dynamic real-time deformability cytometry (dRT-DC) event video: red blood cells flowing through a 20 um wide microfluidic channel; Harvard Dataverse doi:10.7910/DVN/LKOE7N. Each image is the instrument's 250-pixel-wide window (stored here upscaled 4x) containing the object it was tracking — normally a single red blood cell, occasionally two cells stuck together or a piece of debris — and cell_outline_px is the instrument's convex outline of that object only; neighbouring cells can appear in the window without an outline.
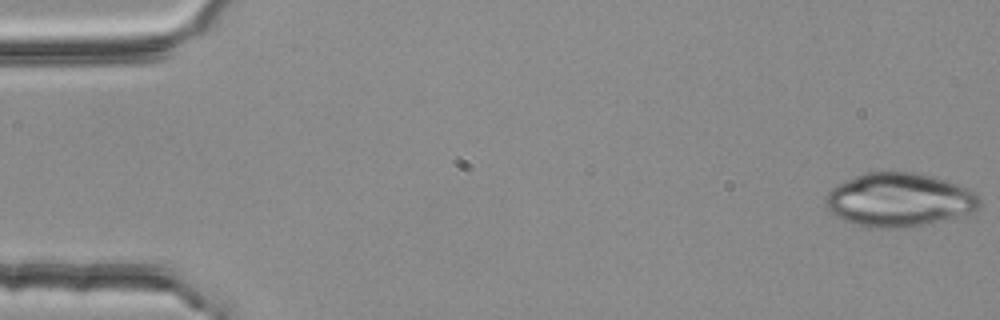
{"species": "common noctule bat (a hibernating species)", "species_latin": "Nyctalus noctula", "temperature_condition": "room temperature", "stored_images_in_passage": 3, "camera_frame_rate_fps": 3000, "um_per_image_px": 0.085, "animal": {"sex": "female", "body_mass_g": 25.1}, "frame": {"image": 1, "passage_image": 1, "time_ms": 0.0, "image_size_px": [1000, 320], "cell_outline_px": [[980, 208], [972, 212], [956, 216], [920, 224], [888, 228], [868, 228], [844, 220], [836, 216], [824, 208], [824, 196], [832, 188], [864, 172], [912, 172], [932, 176], [968, 188], [980, 200]], "centroid_in_image_um": [76.36, 16.98], "position_along_channel_um": 8.6, "area_um2": 47.45}}